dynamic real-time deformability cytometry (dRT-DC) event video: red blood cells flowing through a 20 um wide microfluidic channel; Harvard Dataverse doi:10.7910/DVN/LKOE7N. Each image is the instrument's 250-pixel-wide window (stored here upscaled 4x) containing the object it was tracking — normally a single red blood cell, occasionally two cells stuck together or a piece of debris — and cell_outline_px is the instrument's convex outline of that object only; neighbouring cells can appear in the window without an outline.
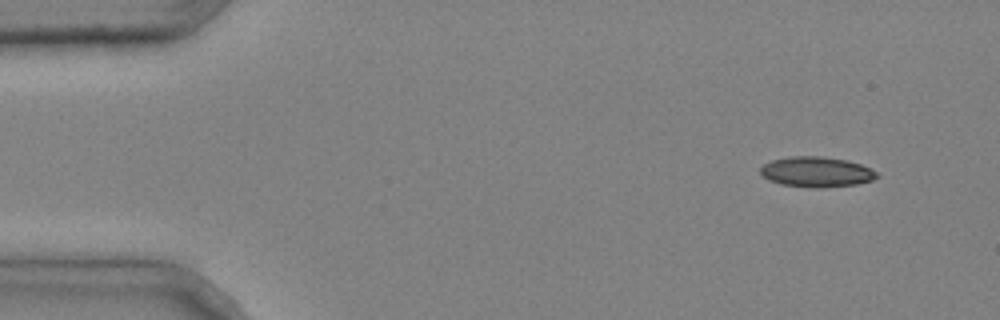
{"species": "common noctule bat (a hibernating species)", "species_latin": "Nyctalus noctula", "temperature_condition": "cold", "stored_images_in_passage": 3, "camera_frame_rate_fps": 3000, "um_per_image_px": 0.085, "animal": {"sex": "male", "body_mass_g": 20.4}, "frame": {"image": 1, "passage_image": 1, "time_ms": 0.0, "image_size_px": [1000, 320], "cell_outline_px": [[880, 176], [872, 180], [856, 184], [820, 188], [812, 188], [780, 184], [768, 180], [760, 172], [760, 168], [764, 164], [772, 160], [788, 156], [820, 156], [848, 160], [860, 164], [876, 172]], "centroid_in_image_um": [69.38, 14.61], "position_along_channel_um": 15.6, "area_um2": 20.58}}